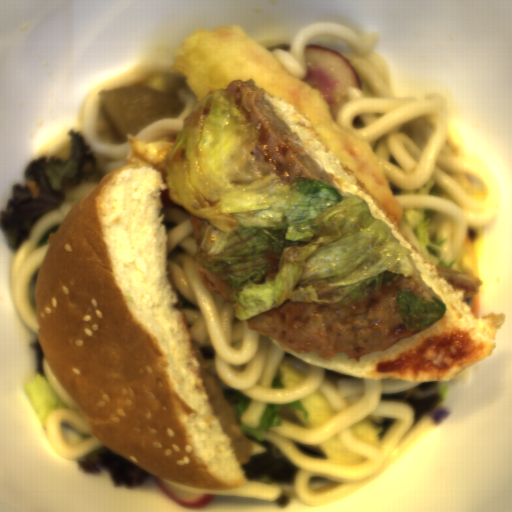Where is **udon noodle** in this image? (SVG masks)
Listing matches in <instances>:
<instances>
[{"label":"udon noodle","instance_id":"obj_1","mask_svg":"<svg viewBox=\"0 0 512 512\" xmlns=\"http://www.w3.org/2000/svg\"><path fill=\"white\" fill-rule=\"evenodd\" d=\"M142 84L172 90L182 98L184 107L179 115L153 119L122 137L100 113L99 93ZM198 102L175 65L134 67L92 91L81 113L49 142L38 159H62L69 154L70 131L77 129L90 143L102 173L99 179L80 183L72 195L39 221L22 245L12 248L7 279L12 309L38 339L34 295L48 238L57 231L71 206L110 171L125 163H148L168 187L162 193L160 213L167 234L166 270L179 298L173 306L182 314L190 342H197L223 393H240L250 400L241 416L242 424L259 427L270 404L300 402L315 391L338 413L331 422L315 429L302 423L296 411L286 409L277 427L262 431L261 439L285 451L299 467L297 478L291 484L246 480L235 490L215 491L214 497L268 502L290 498L312 505L330 501L357 490L399 463L429 433L434 420L416 415L406 401L388 400L390 394L415 389L420 382L355 378L302 360L308 364L309 378L303 386L285 388L279 365L283 357H298L285 352L269 336L249 329L247 321L237 319L233 307L220 294L210 293L203 285L195 263L197 248L190 212L173 201L165 166V157L182 130L183 121ZM364 416L381 427V444L375 447L365 445L351 432L350 427ZM336 434L365 454L360 466L335 468L325 461L317 448Z\"/></svg>","mask_w":512,"mask_h":512},{"label":"udon noodle","instance_id":"obj_2","mask_svg":"<svg viewBox=\"0 0 512 512\" xmlns=\"http://www.w3.org/2000/svg\"><path fill=\"white\" fill-rule=\"evenodd\" d=\"M315 43L347 58L358 74L360 86L350 91L336 122L374 148L398 208H425L436 216L446 266L471 270L473 236L495 222L496 187L489 172L449 148L445 101L435 95L398 97L375 37H361L343 22L306 26L269 51L302 81L307 45Z\"/></svg>","mask_w":512,"mask_h":512},{"label":"udon noodle","instance_id":"obj_3","mask_svg":"<svg viewBox=\"0 0 512 512\" xmlns=\"http://www.w3.org/2000/svg\"><path fill=\"white\" fill-rule=\"evenodd\" d=\"M43 378L66 407L57 409L46 426L48 442L68 459H83L103 443L87 427L71 395L58 382L44 356Z\"/></svg>","mask_w":512,"mask_h":512}]
</instances>
